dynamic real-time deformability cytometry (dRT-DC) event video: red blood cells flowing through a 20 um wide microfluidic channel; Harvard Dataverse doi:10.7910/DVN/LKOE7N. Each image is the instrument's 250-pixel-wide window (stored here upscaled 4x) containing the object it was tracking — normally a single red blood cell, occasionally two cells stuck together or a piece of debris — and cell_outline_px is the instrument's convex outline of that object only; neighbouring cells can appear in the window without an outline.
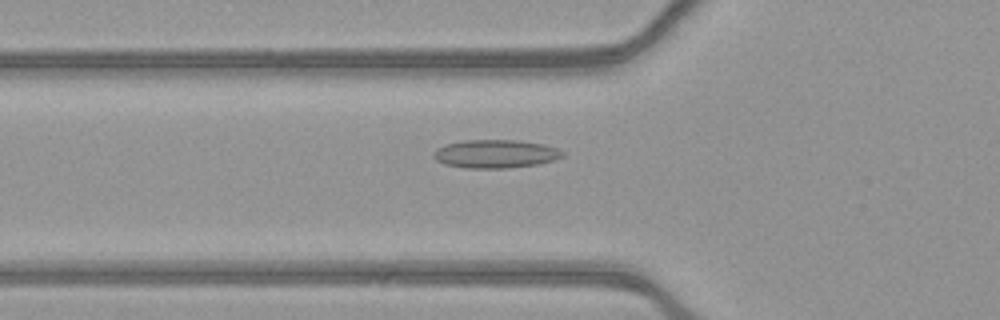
{"species": "common noctule bat (a hibernating species)", "species_latin": "Nyctalus noctula", "temperature_condition": "warm", "stored_images_in_passage": 53, "camera_frame_rate_fps": 3000, "um_per_image_px": 0.085, "animal": {"sex": "female", "body_mass_g": 21.9}, "frame": {"image": 1, "passage_image": 19, "time_ms": 6.0, "image_size_px": [1000, 320], "cell_outline_px": [[564, 156], [540, 164], [508, 168], [464, 168], [444, 164], [436, 160], [432, 156], [432, 152], [436, 148], [444, 144], [464, 140], [520, 140], [544, 144], [556, 148], [564, 152]], "centroid_in_image_um": [42.08, 13.07], "position_along_channel_um": 83.7, "area_um2": 21.56}}
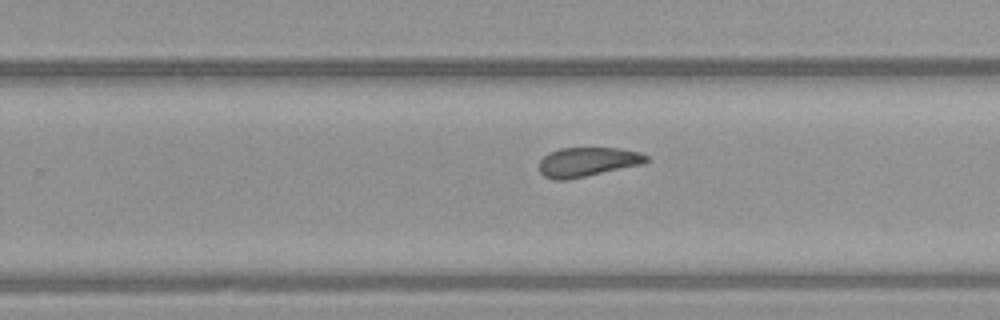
{"frame": {"image": 2, "passage_image": 34, "time_ms": 11.0, "image_size_px": [1000, 320], "cell_outline_px": [[648, 160], [644, 164], [568, 180], [552, 180], [544, 176], [540, 172], [540, 160], [548, 152], [560, 148], [620, 148], [640, 152], [648, 156]], "centroid_in_image_um": [49.94, 13.77], "position_along_channel_um": 279.9, "area_um2": 18.5}}
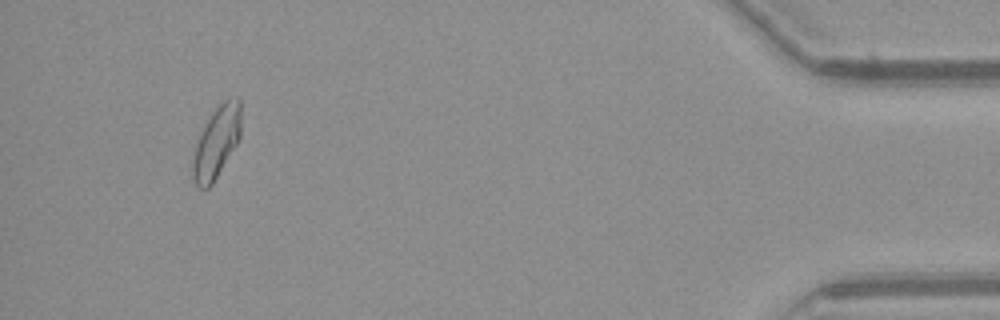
{"frame": {"image": 3, "passage_image": 50, "time_ms": 16.333, "image_size_px": [1000, 320], "cell_outline_px": [[240, 140], [212, 184], [208, 188], [200, 188], [196, 184], [192, 172], [192, 160], [196, 144], [212, 112], [224, 100], [236, 96], [240, 100]], "centroid_in_image_um": [18.43, 12.1], "position_along_channel_um": 416.8, "area_um2": 19.83}, "authors_computed_cell_mechanics": {"area_um2": 19.8254, "velocity_mm_per_s": 3.9035, "shape_relaxation_time_tau1_ms": null, "shape_relaxation_time_tau2_ms": 2.4052, "deformation_change_tau1": null, "deformation_change_tau2": 0.0887}}